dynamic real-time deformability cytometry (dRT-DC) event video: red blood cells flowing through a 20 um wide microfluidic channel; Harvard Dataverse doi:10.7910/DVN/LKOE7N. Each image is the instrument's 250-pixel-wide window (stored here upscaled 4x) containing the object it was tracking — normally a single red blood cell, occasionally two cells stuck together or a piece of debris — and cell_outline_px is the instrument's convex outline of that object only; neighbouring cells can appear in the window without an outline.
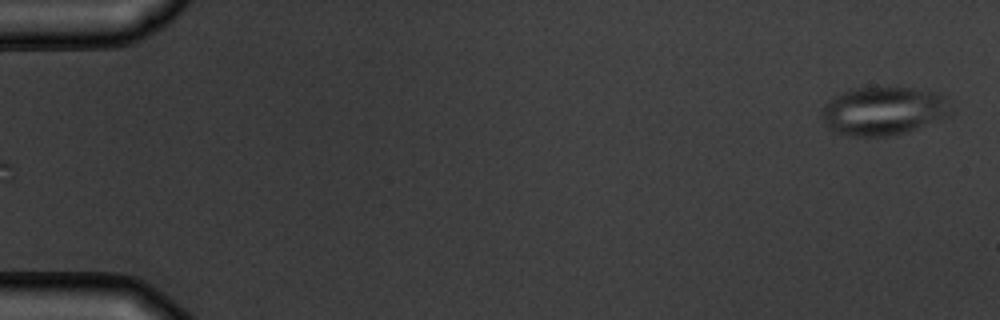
{"species": "common noctule bat (a hibernating species)", "species_latin": "Nyctalus noctula", "temperature_condition": "warm", "stored_images_in_passage": 5, "camera_frame_rate_fps": 3000, "um_per_image_px": 0.085, "animal": {"sex": "male", "body_mass_g": 19.5, "forearm_length_mm": 54.6}, "frame": {"image": 1, "passage_image": 5, "time_ms": 4.667, "image_size_px": [1000, 320], "cell_outline_px": [[952, 112], [948, 116], [904, 132], [892, 136], [848, 136], [836, 132], [828, 128], [820, 116], [824, 104], [832, 96], [848, 88], [912, 88], [940, 92], [948, 96]], "centroid_in_image_um": [75.08, 9.41], "position_along_channel_um": 9.9, "area_um2": 36.82}}